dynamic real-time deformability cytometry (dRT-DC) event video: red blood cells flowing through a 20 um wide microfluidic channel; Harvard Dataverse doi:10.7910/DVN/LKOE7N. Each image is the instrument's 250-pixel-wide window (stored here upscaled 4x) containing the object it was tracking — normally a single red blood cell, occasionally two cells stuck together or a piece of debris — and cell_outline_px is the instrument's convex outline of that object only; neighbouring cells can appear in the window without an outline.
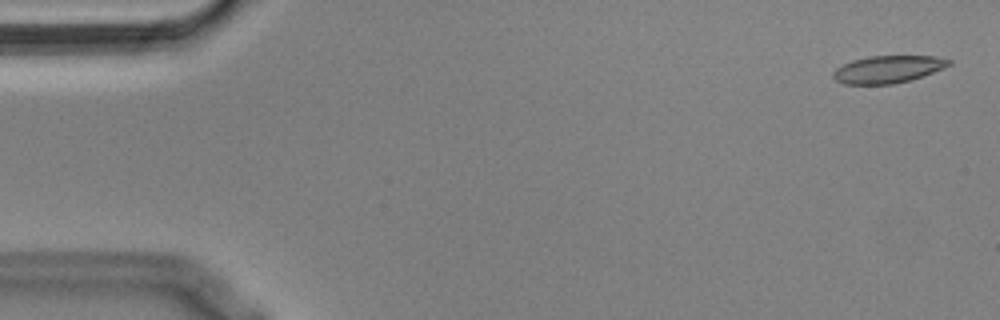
{"species": "Egyptian fruit bat (a non-hibernating species)", "species_latin": "Rousettus aegyptiacus", "temperature_condition": "cold", "stored_images_in_passage": 49, "camera_frame_rate_fps": 3000, "um_per_image_px": 0.085, "animal": {"sex": "male"}, "frame": {"image": 1, "passage_image": 2, "time_ms": 0.333, "image_size_px": [1000, 320], "cell_outline_px": [[952, 64], [944, 68], [924, 76], [912, 80], [892, 84], [844, 84], [836, 80], [832, 76], [832, 72], [836, 68], [852, 60], [868, 56], [936, 56], [952, 60]], "centroid_in_image_um": [75.5, 5.89], "position_along_channel_um": 9.5, "area_um2": 18.61}}
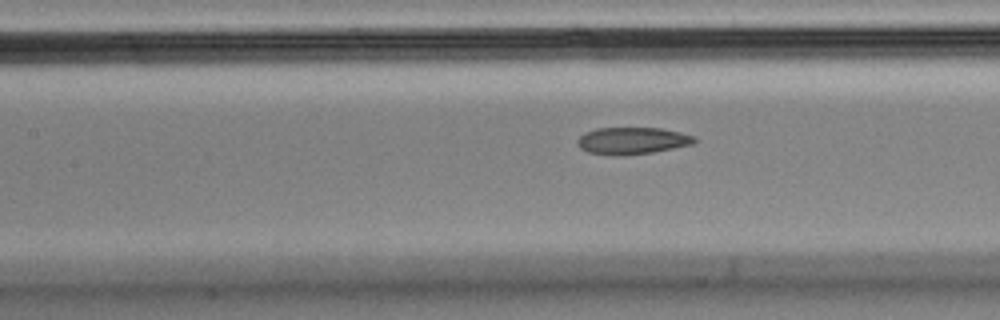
{"frame": {"image": 2, "passage_image": 24, "time_ms": 7.667, "image_size_px": [1000, 320], "cell_outline_px": [[696, 140], [692, 144], [652, 152], [624, 156], [612, 156], [588, 152], [580, 148], [576, 144], [576, 140], [584, 132], [596, 128], [660, 128], [680, 132], [696, 136]], "centroid_in_image_um": [53.69, 11.96], "position_along_channel_um": 153.7, "area_um2": 18.55}}
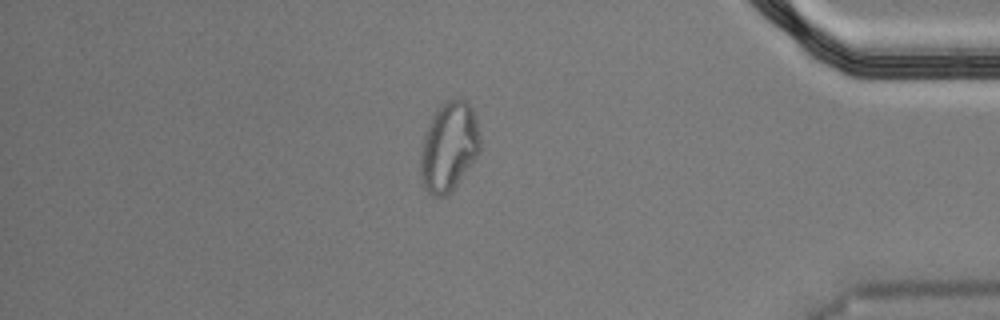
{"frame": {"image": 3, "passage_image": 47, "time_ms": 15.333, "image_size_px": [1000, 320], "cell_outline_px": [[480, 152], [452, 192], [444, 196], [432, 196], [428, 192], [424, 184], [420, 172], [420, 148], [424, 132], [436, 108], [444, 100], [464, 100], [472, 108], [476, 120], [480, 136]], "centroid_in_image_um": [38.14, 12.47], "position_along_channel_um": 397.1, "area_um2": 31.27}, "authors_computed_cell_mechanics": {"area_um2": 19.3052, "velocity_mm_per_s": 3.6237, "shape_relaxation_time_tau1_ms": null, "shape_relaxation_time_tau2_ms": 2.2202, "deformation_change_tau1": null, "deformation_change_tau2": 0.0758}}